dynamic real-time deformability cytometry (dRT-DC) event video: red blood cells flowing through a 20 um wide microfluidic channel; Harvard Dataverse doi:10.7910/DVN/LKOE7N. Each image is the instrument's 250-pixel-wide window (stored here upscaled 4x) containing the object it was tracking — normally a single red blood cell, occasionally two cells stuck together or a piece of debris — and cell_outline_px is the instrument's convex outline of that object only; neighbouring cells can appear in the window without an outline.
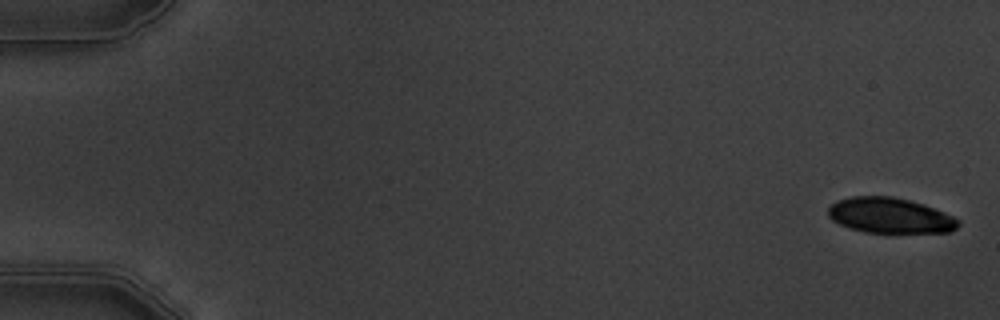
{"species": "common noctule bat (a hibernating species)", "species_latin": "Nyctalus noctula", "temperature_condition": "warm", "stored_images_in_passage": 5, "camera_frame_rate_fps": 3000, "um_per_image_px": 0.085, "animal": {"sex": "male", "body_mass_g": 19.5, "forearm_length_mm": 54.6}, "frame": {"image": 1, "passage_image": 1, "time_ms": 0.0, "image_size_px": [1000, 320], "cell_outline_px": [[960, 224], [956, 228], [948, 232], [864, 232], [840, 224], [832, 220], [828, 216], [828, 208], [836, 200], [852, 196], [892, 196], [924, 204], [944, 212], [960, 220]], "centroid_in_image_um": [75.64, 18.3], "position_along_channel_um": 9.4, "area_um2": 26.7}}